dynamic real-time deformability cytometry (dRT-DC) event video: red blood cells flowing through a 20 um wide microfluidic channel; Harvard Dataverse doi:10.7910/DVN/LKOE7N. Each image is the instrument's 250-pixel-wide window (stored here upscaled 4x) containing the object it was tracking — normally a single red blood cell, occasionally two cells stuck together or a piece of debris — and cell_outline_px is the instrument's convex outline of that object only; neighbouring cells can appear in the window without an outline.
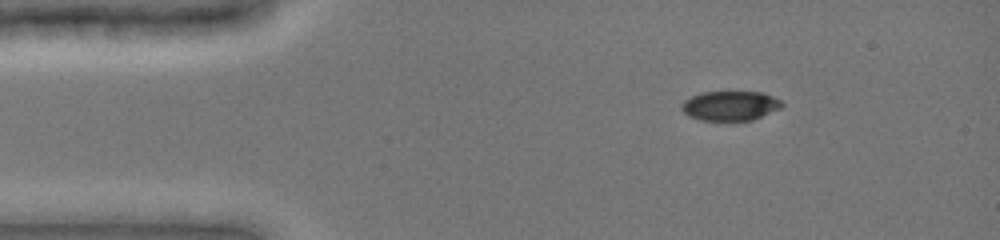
{"species": "common noctule bat (a hibernating species)", "species_latin": "Nyctalus noctula", "temperature_condition": "cold", "stored_images_in_passage": 42, "camera_frame_rate_fps": 3000, "um_per_image_px": 0.085, "animal": {"sex": "female", "body_mass_g": 19.0, "forearm_length_mm": 51.5}, "frame": {"image": 1, "passage_image": 1, "time_ms": 0.0, "image_size_px": [1000, 240], "cell_outline_px": [[784, 104], [780, 108], [752, 120], [700, 120], [688, 116], [680, 108], [680, 104], [684, 100], [700, 92], [760, 92], [772, 96], [780, 100]], "centroid_in_image_um": [62.02, 8.98], "position_along_channel_um": 23.0, "area_um2": 17.22}}
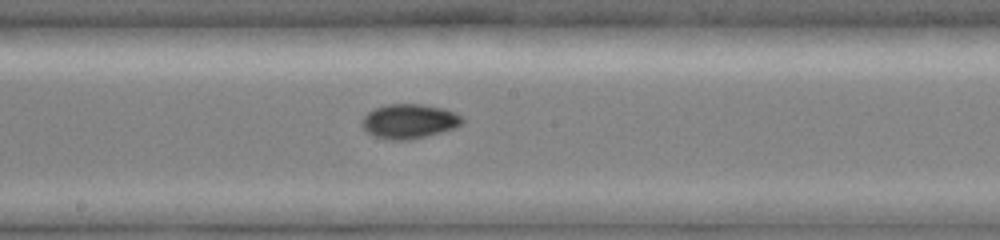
{"frame": {"image": 2, "passage_image": 20, "time_ms": 6.333, "image_size_px": [1000, 240], "cell_outline_px": [[464, 120], [456, 128], [408, 140], [384, 140], [368, 132], [360, 124], [360, 120], [372, 108], [388, 104], [424, 104], [444, 108], [456, 112], [464, 116]], "centroid_in_image_um": [34.78, 10.29], "position_along_channel_um": 213.4, "area_um2": 20.4}}
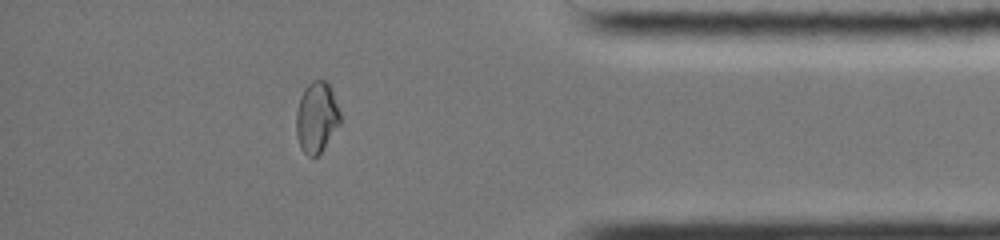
{"frame": {"image": 3, "passage_image": 36, "time_ms": 11.667, "image_size_px": [1000, 240], "cell_outline_px": [[340, 124], [320, 152], [316, 156], [308, 156], [300, 148], [296, 136], [296, 112], [300, 96], [304, 88], [312, 80], [324, 80], [332, 88], [340, 112]], "centroid_in_image_um": [26.9, 9.95], "position_along_channel_um": 408.3, "area_um2": 18.21}, "authors_computed_cell_mechanics": {"area_um2": 19.3341, "velocity_mm_per_s": 3.9594, "shape_relaxation_time_tau1_ms": null, "shape_relaxation_time_tau2_ms": 1.9229, "deformation_change_tau1": null, "deformation_change_tau2": 0.04}}